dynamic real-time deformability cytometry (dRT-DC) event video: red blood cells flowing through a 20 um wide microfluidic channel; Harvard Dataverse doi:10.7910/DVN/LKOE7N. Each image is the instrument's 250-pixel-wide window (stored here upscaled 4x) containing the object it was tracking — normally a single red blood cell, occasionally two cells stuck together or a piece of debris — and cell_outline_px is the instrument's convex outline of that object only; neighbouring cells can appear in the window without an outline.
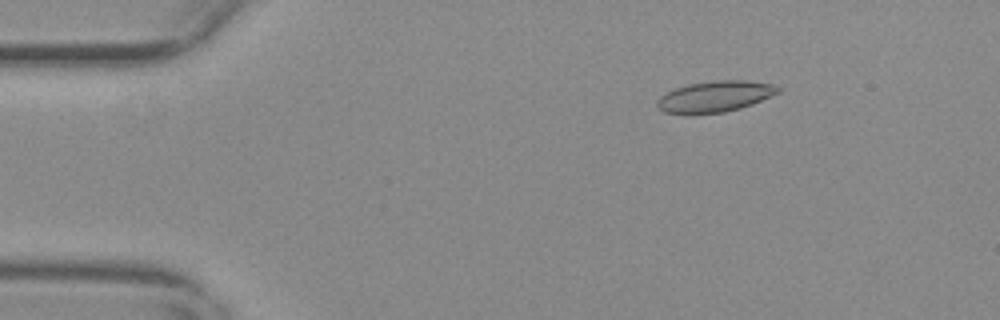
{"species": "common noctule bat (a hibernating species)", "species_latin": "Nyctalus noctula", "temperature_condition": "warm", "stored_images_in_passage": 56, "camera_frame_rate_fps": 3000, "um_per_image_px": 0.085, "animal": {"sex": "female", "body_mass_g": 29.2, "forearm_length_mm": 56.3}, "frame": {"image": 1, "passage_image": 9, "time_ms": 2.667, "image_size_px": [1000, 320], "cell_outline_px": [[780, 92], [752, 104], [740, 108], [724, 112], [692, 116], [684, 116], [664, 112], [656, 104], [656, 100], [660, 96], [676, 88], [688, 84], [716, 80], [744, 80], [772, 84], [780, 88]], "centroid_in_image_um": [60.72, 8.24], "position_along_channel_um": 24.3, "area_um2": 22.25}}
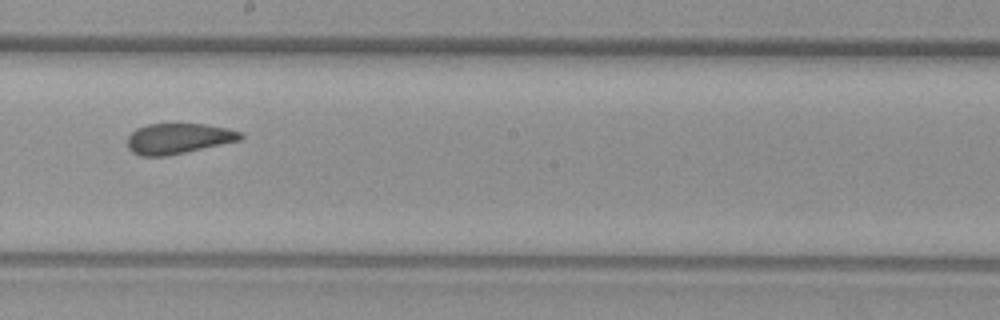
{"frame": {"image": 2, "passage_image": 32, "time_ms": 10.333, "image_size_px": [1000, 320], "cell_outline_px": [[244, 136], [240, 140], [168, 156], [140, 156], [132, 152], [128, 148], [128, 136], [136, 128], [148, 124], [204, 124], [228, 128], [240, 132]], "centroid_in_image_um": [15.14, 11.78], "position_along_channel_um": 233.1, "area_um2": 20.06}}
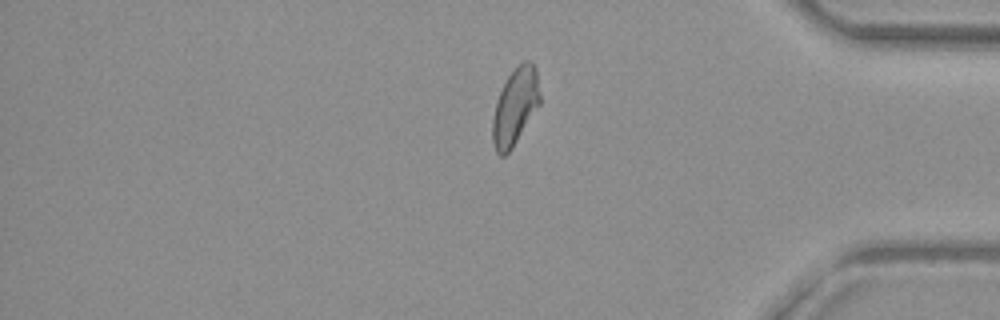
{"frame": {"image": 3, "passage_image": 47, "time_ms": 15.333, "image_size_px": [1000, 320], "cell_outline_px": [[540, 104], [512, 148], [504, 156], [500, 156], [496, 152], [492, 144], [492, 116], [496, 100], [508, 76], [516, 64], [524, 60], [528, 60], [536, 68], [540, 96]], "centroid_in_image_um": [43.77, 9.06], "position_along_channel_um": 391.4, "area_um2": 21.33}, "authors_computed_cell_mechanics": {"area_um2": 21.2126, "velocity_mm_per_s": 3.6892, "shape_relaxation_time_tau1_ms": null, "shape_relaxation_time_tau2_ms": 1.6393, "deformation_change_tau1": null, "deformation_change_tau2": 0.0899}}